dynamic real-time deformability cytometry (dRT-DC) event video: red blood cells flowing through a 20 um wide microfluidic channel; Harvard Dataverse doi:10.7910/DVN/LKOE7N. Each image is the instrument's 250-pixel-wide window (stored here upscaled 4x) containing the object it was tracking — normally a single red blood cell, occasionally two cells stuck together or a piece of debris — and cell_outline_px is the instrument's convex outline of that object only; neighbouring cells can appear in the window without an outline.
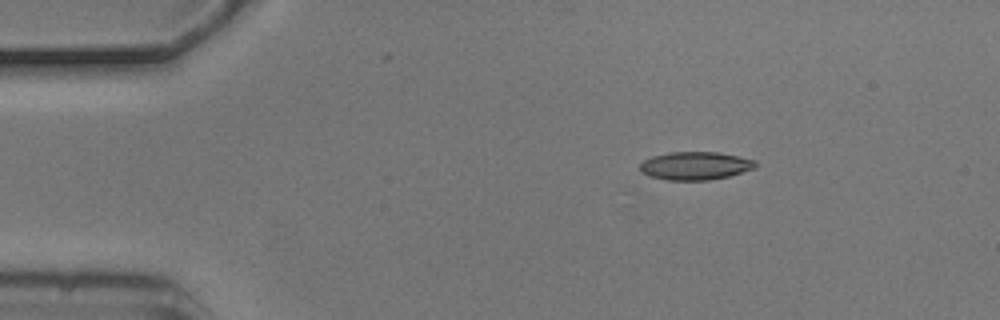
{"species": "common noctule bat (a hibernating species)", "species_latin": "Nyctalus noctula", "temperature_condition": "cold", "stored_images_in_passage": 3, "camera_frame_rate_fps": 3000, "um_per_image_px": 0.085, "animal": {"sex": "male", "body_mass_g": 20.5, "forearm_length_mm": 52.5}, "frame": {"image": 1, "passage_image": 1, "time_ms": 0.0, "image_size_px": [1000, 320], "cell_outline_px": [[756, 168], [728, 176], [708, 180], [664, 180], [648, 176], [640, 172], [640, 164], [644, 160], [652, 156], [668, 152], [720, 152], [756, 160]], "centroid_in_image_um": [59.07, 14.09], "position_along_channel_um": 25.9, "area_um2": 19.07}}